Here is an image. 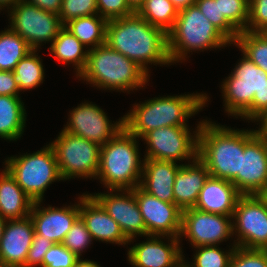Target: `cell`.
<instances>
[{
	"label": "cell",
	"instance_id": "obj_1",
	"mask_svg": "<svg viewBox=\"0 0 267 267\" xmlns=\"http://www.w3.org/2000/svg\"><path fill=\"white\" fill-rule=\"evenodd\" d=\"M106 43L133 60L149 76L148 63L172 65L168 54L167 33L160 27L150 25L137 12L108 20Z\"/></svg>",
	"mask_w": 267,
	"mask_h": 267
},
{
	"label": "cell",
	"instance_id": "obj_2",
	"mask_svg": "<svg viewBox=\"0 0 267 267\" xmlns=\"http://www.w3.org/2000/svg\"><path fill=\"white\" fill-rule=\"evenodd\" d=\"M237 64L221 85L225 112L261 124L267 117V73L244 54Z\"/></svg>",
	"mask_w": 267,
	"mask_h": 267
},
{
	"label": "cell",
	"instance_id": "obj_3",
	"mask_svg": "<svg viewBox=\"0 0 267 267\" xmlns=\"http://www.w3.org/2000/svg\"><path fill=\"white\" fill-rule=\"evenodd\" d=\"M208 96L204 93L154 97L124 115L125 128L137 138L151 130L169 126H188V118L205 107Z\"/></svg>",
	"mask_w": 267,
	"mask_h": 267
},
{
	"label": "cell",
	"instance_id": "obj_4",
	"mask_svg": "<svg viewBox=\"0 0 267 267\" xmlns=\"http://www.w3.org/2000/svg\"><path fill=\"white\" fill-rule=\"evenodd\" d=\"M103 90L130 92L144 87L149 75L133 60L107 43L88 50L84 70L77 77Z\"/></svg>",
	"mask_w": 267,
	"mask_h": 267
},
{
	"label": "cell",
	"instance_id": "obj_5",
	"mask_svg": "<svg viewBox=\"0 0 267 267\" xmlns=\"http://www.w3.org/2000/svg\"><path fill=\"white\" fill-rule=\"evenodd\" d=\"M244 130L202 120L198 133V158L211 177L232 181L240 172Z\"/></svg>",
	"mask_w": 267,
	"mask_h": 267
},
{
	"label": "cell",
	"instance_id": "obj_6",
	"mask_svg": "<svg viewBox=\"0 0 267 267\" xmlns=\"http://www.w3.org/2000/svg\"><path fill=\"white\" fill-rule=\"evenodd\" d=\"M138 142L139 138L124 128L101 146L96 179L105 188L134 189L140 185L144 159L140 160Z\"/></svg>",
	"mask_w": 267,
	"mask_h": 267
},
{
	"label": "cell",
	"instance_id": "obj_7",
	"mask_svg": "<svg viewBox=\"0 0 267 267\" xmlns=\"http://www.w3.org/2000/svg\"><path fill=\"white\" fill-rule=\"evenodd\" d=\"M171 63L185 61L187 54L225 47L232 43L200 12L196 4L178 11L174 27L167 33Z\"/></svg>",
	"mask_w": 267,
	"mask_h": 267
},
{
	"label": "cell",
	"instance_id": "obj_8",
	"mask_svg": "<svg viewBox=\"0 0 267 267\" xmlns=\"http://www.w3.org/2000/svg\"><path fill=\"white\" fill-rule=\"evenodd\" d=\"M5 165L4 168L34 202L43 201L44 193L52 182L63 180L50 144L34 153L8 157Z\"/></svg>",
	"mask_w": 267,
	"mask_h": 267
},
{
	"label": "cell",
	"instance_id": "obj_9",
	"mask_svg": "<svg viewBox=\"0 0 267 267\" xmlns=\"http://www.w3.org/2000/svg\"><path fill=\"white\" fill-rule=\"evenodd\" d=\"M56 154L62 179L95 178L99 170L100 149L97 143L61 130L49 143Z\"/></svg>",
	"mask_w": 267,
	"mask_h": 267
},
{
	"label": "cell",
	"instance_id": "obj_10",
	"mask_svg": "<svg viewBox=\"0 0 267 267\" xmlns=\"http://www.w3.org/2000/svg\"><path fill=\"white\" fill-rule=\"evenodd\" d=\"M201 121L193 135L189 126H169L151 130L141 139L147 144L143 159L161 161L195 160L198 157V133Z\"/></svg>",
	"mask_w": 267,
	"mask_h": 267
},
{
	"label": "cell",
	"instance_id": "obj_11",
	"mask_svg": "<svg viewBox=\"0 0 267 267\" xmlns=\"http://www.w3.org/2000/svg\"><path fill=\"white\" fill-rule=\"evenodd\" d=\"M233 245L267 250V203L260 195H241L232 216Z\"/></svg>",
	"mask_w": 267,
	"mask_h": 267
},
{
	"label": "cell",
	"instance_id": "obj_12",
	"mask_svg": "<svg viewBox=\"0 0 267 267\" xmlns=\"http://www.w3.org/2000/svg\"><path fill=\"white\" fill-rule=\"evenodd\" d=\"M241 195H260L267 186L266 133L244 130V153L241 154L240 172L231 181Z\"/></svg>",
	"mask_w": 267,
	"mask_h": 267
},
{
	"label": "cell",
	"instance_id": "obj_13",
	"mask_svg": "<svg viewBox=\"0 0 267 267\" xmlns=\"http://www.w3.org/2000/svg\"><path fill=\"white\" fill-rule=\"evenodd\" d=\"M8 12L9 28L34 50H38L43 42L52 43L64 26L58 14L42 10L25 0L19 1Z\"/></svg>",
	"mask_w": 267,
	"mask_h": 267
},
{
	"label": "cell",
	"instance_id": "obj_14",
	"mask_svg": "<svg viewBox=\"0 0 267 267\" xmlns=\"http://www.w3.org/2000/svg\"><path fill=\"white\" fill-rule=\"evenodd\" d=\"M231 219L232 216L203 212L196 208L183 210L179 238L186 236L193 248L218 245L232 238Z\"/></svg>",
	"mask_w": 267,
	"mask_h": 267
},
{
	"label": "cell",
	"instance_id": "obj_15",
	"mask_svg": "<svg viewBox=\"0 0 267 267\" xmlns=\"http://www.w3.org/2000/svg\"><path fill=\"white\" fill-rule=\"evenodd\" d=\"M63 130L102 146L125 128L124 116L114 124L107 114L92 102H84L70 111Z\"/></svg>",
	"mask_w": 267,
	"mask_h": 267
},
{
	"label": "cell",
	"instance_id": "obj_16",
	"mask_svg": "<svg viewBox=\"0 0 267 267\" xmlns=\"http://www.w3.org/2000/svg\"><path fill=\"white\" fill-rule=\"evenodd\" d=\"M134 195L144 219L147 236L179 238L182 210L175 203L162 201L145 192L140 186L134 188Z\"/></svg>",
	"mask_w": 267,
	"mask_h": 267
},
{
	"label": "cell",
	"instance_id": "obj_17",
	"mask_svg": "<svg viewBox=\"0 0 267 267\" xmlns=\"http://www.w3.org/2000/svg\"><path fill=\"white\" fill-rule=\"evenodd\" d=\"M109 191L91 195L119 224L124 235L129 239V243L137 236L147 237L144 219L137 204L134 189H109Z\"/></svg>",
	"mask_w": 267,
	"mask_h": 267
},
{
	"label": "cell",
	"instance_id": "obj_18",
	"mask_svg": "<svg viewBox=\"0 0 267 267\" xmlns=\"http://www.w3.org/2000/svg\"><path fill=\"white\" fill-rule=\"evenodd\" d=\"M162 238L165 236L150 235L148 240L129 248L127 257L130 264L133 267H178L183 263L181 239L166 236L170 241L166 244Z\"/></svg>",
	"mask_w": 267,
	"mask_h": 267
},
{
	"label": "cell",
	"instance_id": "obj_19",
	"mask_svg": "<svg viewBox=\"0 0 267 267\" xmlns=\"http://www.w3.org/2000/svg\"><path fill=\"white\" fill-rule=\"evenodd\" d=\"M41 203L42 201L34 202L30 213L35 233L54 244H60L79 217V201L72 206L68 205L61 208L40 207Z\"/></svg>",
	"mask_w": 267,
	"mask_h": 267
},
{
	"label": "cell",
	"instance_id": "obj_20",
	"mask_svg": "<svg viewBox=\"0 0 267 267\" xmlns=\"http://www.w3.org/2000/svg\"><path fill=\"white\" fill-rule=\"evenodd\" d=\"M79 216L93 240L124 246L129 243L119 224L91 194L79 196Z\"/></svg>",
	"mask_w": 267,
	"mask_h": 267
},
{
	"label": "cell",
	"instance_id": "obj_21",
	"mask_svg": "<svg viewBox=\"0 0 267 267\" xmlns=\"http://www.w3.org/2000/svg\"><path fill=\"white\" fill-rule=\"evenodd\" d=\"M35 234L30 217L7 220L0 242V262L26 267V258Z\"/></svg>",
	"mask_w": 267,
	"mask_h": 267
},
{
	"label": "cell",
	"instance_id": "obj_22",
	"mask_svg": "<svg viewBox=\"0 0 267 267\" xmlns=\"http://www.w3.org/2000/svg\"><path fill=\"white\" fill-rule=\"evenodd\" d=\"M241 194L228 180L209 176L201 189L194 208L213 214L233 216Z\"/></svg>",
	"mask_w": 267,
	"mask_h": 267
},
{
	"label": "cell",
	"instance_id": "obj_23",
	"mask_svg": "<svg viewBox=\"0 0 267 267\" xmlns=\"http://www.w3.org/2000/svg\"><path fill=\"white\" fill-rule=\"evenodd\" d=\"M210 176L205 164L197 157L191 164H181L176 173L174 203L183 211L194 208L205 181Z\"/></svg>",
	"mask_w": 267,
	"mask_h": 267
},
{
	"label": "cell",
	"instance_id": "obj_24",
	"mask_svg": "<svg viewBox=\"0 0 267 267\" xmlns=\"http://www.w3.org/2000/svg\"><path fill=\"white\" fill-rule=\"evenodd\" d=\"M180 166L172 161L144 159L139 186L162 201L174 203L173 186Z\"/></svg>",
	"mask_w": 267,
	"mask_h": 267
},
{
	"label": "cell",
	"instance_id": "obj_25",
	"mask_svg": "<svg viewBox=\"0 0 267 267\" xmlns=\"http://www.w3.org/2000/svg\"><path fill=\"white\" fill-rule=\"evenodd\" d=\"M34 201L5 168L0 173V215L6 220L21 219L31 213Z\"/></svg>",
	"mask_w": 267,
	"mask_h": 267
},
{
	"label": "cell",
	"instance_id": "obj_26",
	"mask_svg": "<svg viewBox=\"0 0 267 267\" xmlns=\"http://www.w3.org/2000/svg\"><path fill=\"white\" fill-rule=\"evenodd\" d=\"M26 109L19 96L0 95V138L16 141L26 127Z\"/></svg>",
	"mask_w": 267,
	"mask_h": 267
},
{
	"label": "cell",
	"instance_id": "obj_27",
	"mask_svg": "<svg viewBox=\"0 0 267 267\" xmlns=\"http://www.w3.org/2000/svg\"><path fill=\"white\" fill-rule=\"evenodd\" d=\"M85 49V51H84ZM87 48L64 26L50 45V53L65 64H72L78 77L87 62Z\"/></svg>",
	"mask_w": 267,
	"mask_h": 267
},
{
	"label": "cell",
	"instance_id": "obj_28",
	"mask_svg": "<svg viewBox=\"0 0 267 267\" xmlns=\"http://www.w3.org/2000/svg\"><path fill=\"white\" fill-rule=\"evenodd\" d=\"M107 22L105 18L96 14L72 19L65 23L64 27L90 50L106 43Z\"/></svg>",
	"mask_w": 267,
	"mask_h": 267
},
{
	"label": "cell",
	"instance_id": "obj_29",
	"mask_svg": "<svg viewBox=\"0 0 267 267\" xmlns=\"http://www.w3.org/2000/svg\"><path fill=\"white\" fill-rule=\"evenodd\" d=\"M38 50L32 49L21 59L13 70V78L20 91L40 86L44 81V68Z\"/></svg>",
	"mask_w": 267,
	"mask_h": 267
},
{
	"label": "cell",
	"instance_id": "obj_30",
	"mask_svg": "<svg viewBox=\"0 0 267 267\" xmlns=\"http://www.w3.org/2000/svg\"><path fill=\"white\" fill-rule=\"evenodd\" d=\"M150 25L168 33L175 25L178 10L169 0H144L136 11Z\"/></svg>",
	"mask_w": 267,
	"mask_h": 267
},
{
	"label": "cell",
	"instance_id": "obj_31",
	"mask_svg": "<svg viewBox=\"0 0 267 267\" xmlns=\"http://www.w3.org/2000/svg\"><path fill=\"white\" fill-rule=\"evenodd\" d=\"M32 49L9 27L0 32V70L13 71L17 63Z\"/></svg>",
	"mask_w": 267,
	"mask_h": 267
},
{
	"label": "cell",
	"instance_id": "obj_32",
	"mask_svg": "<svg viewBox=\"0 0 267 267\" xmlns=\"http://www.w3.org/2000/svg\"><path fill=\"white\" fill-rule=\"evenodd\" d=\"M267 73V32L242 31L233 45Z\"/></svg>",
	"mask_w": 267,
	"mask_h": 267
},
{
	"label": "cell",
	"instance_id": "obj_33",
	"mask_svg": "<svg viewBox=\"0 0 267 267\" xmlns=\"http://www.w3.org/2000/svg\"><path fill=\"white\" fill-rule=\"evenodd\" d=\"M230 250L225 252L219 248L218 245H207L195 247L196 253L194 256V262H185V256H183V261L187 267H229V262L232 253L236 245L231 246ZM228 251V252H227Z\"/></svg>",
	"mask_w": 267,
	"mask_h": 267
},
{
	"label": "cell",
	"instance_id": "obj_34",
	"mask_svg": "<svg viewBox=\"0 0 267 267\" xmlns=\"http://www.w3.org/2000/svg\"><path fill=\"white\" fill-rule=\"evenodd\" d=\"M200 12L233 44L240 33L225 17H220L219 0H196Z\"/></svg>",
	"mask_w": 267,
	"mask_h": 267
},
{
	"label": "cell",
	"instance_id": "obj_35",
	"mask_svg": "<svg viewBox=\"0 0 267 267\" xmlns=\"http://www.w3.org/2000/svg\"><path fill=\"white\" fill-rule=\"evenodd\" d=\"M220 17H225L239 32L248 24L249 0H219Z\"/></svg>",
	"mask_w": 267,
	"mask_h": 267
},
{
	"label": "cell",
	"instance_id": "obj_36",
	"mask_svg": "<svg viewBox=\"0 0 267 267\" xmlns=\"http://www.w3.org/2000/svg\"><path fill=\"white\" fill-rule=\"evenodd\" d=\"M92 241L91 234L79 216L65 235L62 244L77 257L81 258L84 249L86 250Z\"/></svg>",
	"mask_w": 267,
	"mask_h": 267
},
{
	"label": "cell",
	"instance_id": "obj_37",
	"mask_svg": "<svg viewBox=\"0 0 267 267\" xmlns=\"http://www.w3.org/2000/svg\"><path fill=\"white\" fill-rule=\"evenodd\" d=\"M96 14H98L96 0H62L59 17L64 25L72 19Z\"/></svg>",
	"mask_w": 267,
	"mask_h": 267
},
{
	"label": "cell",
	"instance_id": "obj_38",
	"mask_svg": "<svg viewBox=\"0 0 267 267\" xmlns=\"http://www.w3.org/2000/svg\"><path fill=\"white\" fill-rule=\"evenodd\" d=\"M229 267H267V250L247 249L236 246Z\"/></svg>",
	"mask_w": 267,
	"mask_h": 267
},
{
	"label": "cell",
	"instance_id": "obj_39",
	"mask_svg": "<svg viewBox=\"0 0 267 267\" xmlns=\"http://www.w3.org/2000/svg\"><path fill=\"white\" fill-rule=\"evenodd\" d=\"M78 259L62 243L53 244L44 255L41 267H75Z\"/></svg>",
	"mask_w": 267,
	"mask_h": 267
},
{
	"label": "cell",
	"instance_id": "obj_40",
	"mask_svg": "<svg viewBox=\"0 0 267 267\" xmlns=\"http://www.w3.org/2000/svg\"><path fill=\"white\" fill-rule=\"evenodd\" d=\"M245 31L267 32V0H249L248 24Z\"/></svg>",
	"mask_w": 267,
	"mask_h": 267
},
{
	"label": "cell",
	"instance_id": "obj_41",
	"mask_svg": "<svg viewBox=\"0 0 267 267\" xmlns=\"http://www.w3.org/2000/svg\"><path fill=\"white\" fill-rule=\"evenodd\" d=\"M98 15L107 21L129 16L136 11L127 0H96Z\"/></svg>",
	"mask_w": 267,
	"mask_h": 267
},
{
	"label": "cell",
	"instance_id": "obj_42",
	"mask_svg": "<svg viewBox=\"0 0 267 267\" xmlns=\"http://www.w3.org/2000/svg\"><path fill=\"white\" fill-rule=\"evenodd\" d=\"M53 244L52 241L46 240L45 237L35 233L27 254L26 267H41L44 255Z\"/></svg>",
	"mask_w": 267,
	"mask_h": 267
},
{
	"label": "cell",
	"instance_id": "obj_43",
	"mask_svg": "<svg viewBox=\"0 0 267 267\" xmlns=\"http://www.w3.org/2000/svg\"><path fill=\"white\" fill-rule=\"evenodd\" d=\"M19 91L13 78V71L0 70V95L20 96Z\"/></svg>",
	"mask_w": 267,
	"mask_h": 267
},
{
	"label": "cell",
	"instance_id": "obj_44",
	"mask_svg": "<svg viewBox=\"0 0 267 267\" xmlns=\"http://www.w3.org/2000/svg\"><path fill=\"white\" fill-rule=\"evenodd\" d=\"M28 3H31L33 5H36L38 8L53 12L59 15L61 6H62V0H25Z\"/></svg>",
	"mask_w": 267,
	"mask_h": 267
},
{
	"label": "cell",
	"instance_id": "obj_45",
	"mask_svg": "<svg viewBox=\"0 0 267 267\" xmlns=\"http://www.w3.org/2000/svg\"><path fill=\"white\" fill-rule=\"evenodd\" d=\"M178 11L188 8L190 5L195 4L196 0H169Z\"/></svg>",
	"mask_w": 267,
	"mask_h": 267
},
{
	"label": "cell",
	"instance_id": "obj_46",
	"mask_svg": "<svg viewBox=\"0 0 267 267\" xmlns=\"http://www.w3.org/2000/svg\"><path fill=\"white\" fill-rule=\"evenodd\" d=\"M75 267H102V266L98 265V263L94 261L83 260L82 258H79L77 260Z\"/></svg>",
	"mask_w": 267,
	"mask_h": 267
},
{
	"label": "cell",
	"instance_id": "obj_47",
	"mask_svg": "<svg viewBox=\"0 0 267 267\" xmlns=\"http://www.w3.org/2000/svg\"><path fill=\"white\" fill-rule=\"evenodd\" d=\"M19 1L21 0H0V10L2 11V8L5 9H11L13 6H16Z\"/></svg>",
	"mask_w": 267,
	"mask_h": 267
},
{
	"label": "cell",
	"instance_id": "obj_48",
	"mask_svg": "<svg viewBox=\"0 0 267 267\" xmlns=\"http://www.w3.org/2000/svg\"><path fill=\"white\" fill-rule=\"evenodd\" d=\"M127 2L135 11H137L138 8L144 3V0H127Z\"/></svg>",
	"mask_w": 267,
	"mask_h": 267
},
{
	"label": "cell",
	"instance_id": "obj_49",
	"mask_svg": "<svg viewBox=\"0 0 267 267\" xmlns=\"http://www.w3.org/2000/svg\"><path fill=\"white\" fill-rule=\"evenodd\" d=\"M6 222H7V220L0 215V242H1V239L3 236V231H4V227H5Z\"/></svg>",
	"mask_w": 267,
	"mask_h": 267
},
{
	"label": "cell",
	"instance_id": "obj_50",
	"mask_svg": "<svg viewBox=\"0 0 267 267\" xmlns=\"http://www.w3.org/2000/svg\"><path fill=\"white\" fill-rule=\"evenodd\" d=\"M259 125H261L260 128L267 134V117Z\"/></svg>",
	"mask_w": 267,
	"mask_h": 267
},
{
	"label": "cell",
	"instance_id": "obj_51",
	"mask_svg": "<svg viewBox=\"0 0 267 267\" xmlns=\"http://www.w3.org/2000/svg\"><path fill=\"white\" fill-rule=\"evenodd\" d=\"M260 196L266 201L267 203V186L264 191L260 194Z\"/></svg>",
	"mask_w": 267,
	"mask_h": 267
},
{
	"label": "cell",
	"instance_id": "obj_52",
	"mask_svg": "<svg viewBox=\"0 0 267 267\" xmlns=\"http://www.w3.org/2000/svg\"><path fill=\"white\" fill-rule=\"evenodd\" d=\"M0 267H13V266H10V265L4 264L3 262H0Z\"/></svg>",
	"mask_w": 267,
	"mask_h": 267
},
{
	"label": "cell",
	"instance_id": "obj_53",
	"mask_svg": "<svg viewBox=\"0 0 267 267\" xmlns=\"http://www.w3.org/2000/svg\"><path fill=\"white\" fill-rule=\"evenodd\" d=\"M178 267H187L183 261V263H181Z\"/></svg>",
	"mask_w": 267,
	"mask_h": 267
}]
</instances>
